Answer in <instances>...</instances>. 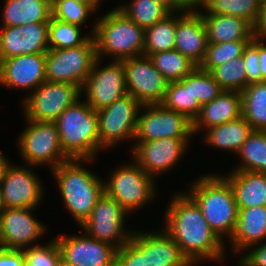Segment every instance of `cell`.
<instances>
[{
  "instance_id": "1",
  "label": "cell",
  "mask_w": 266,
  "mask_h": 266,
  "mask_svg": "<svg viewBox=\"0 0 266 266\" xmlns=\"http://www.w3.org/2000/svg\"><path fill=\"white\" fill-rule=\"evenodd\" d=\"M163 218V230L194 266L207 259L211 262L224 260L225 243L212 231L200 208L186 192L175 193Z\"/></svg>"
},
{
  "instance_id": "2",
  "label": "cell",
  "mask_w": 266,
  "mask_h": 266,
  "mask_svg": "<svg viewBox=\"0 0 266 266\" xmlns=\"http://www.w3.org/2000/svg\"><path fill=\"white\" fill-rule=\"evenodd\" d=\"M186 193L200 208L206 222L221 241L230 239L239 209L230 183L222 175H202Z\"/></svg>"
},
{
  "instance_id": "3",
  "label": "cell",
  "mask_w": 266,
  "mask_h": 266,
  "mask_svg": "<svg viewBox=\"0 0 266 266\" xmlns=\"http://www.w3.org/2000/svg\"><path fill=\"white\" fill-rule=\"evenodd\" d=\"M84 161L93 160L70 159L51 170L57 180L64 207L79 226L90 216L96 201L104 192V180L80 164L86 163Z\"/></svg>"
},
{
  "instance_id": "4",
  "label": "cell",
  "mask_w": 266,
  "mask_h": 266,
  "mask_svg": "<svg viewBox=\"0 0 266 266\" xmlns=\"http://www.w3.org/2000/svg\"><path fill=\"white\" fill-rule=\"evenodd\" d=\"M54 122L62 150L69 159L94 160L101 151L97 111L86 101L79 98Z\"/></svg>"
},
{
  "instance_id": "5",
  "label": "cell",
  "mask_w": 266,
  "mask_h": 266,
  "mask_svg": "<svg viewBox=\"0 0 266 266\" xmlns=\"http://www.w3.org/2000/svg\"><path fill=\"white\" fill-rule=\"evenodd\" d=\"M91 32L97 58L107 55L113 57L112 60L123 61L143 55L145 30L117 8L98 18Z\"/></svg>"
},
{
  "instance_id": "6",
  "label": "cell",
  "mask_w": 266,
  "mask_h": 266,
  "mask_svg": "<svg viewBox=\"0 0 266 266\" xmlns=\"http://www.w3.org/2000/svg\"><path fill=\"white\" fill-rule=\"evenodd\" d=\"M133 231L131 240L116 250L124 266H193L178 244L163 230Z\"/></svg>"
},
{
  "instance_id": "7",
  "label": "cell",
  "mask_w": 266,
  "mask_h": 266,
  "mask_svg": "<svg viewBox=\"0 0 266 266\" xmlns=\"http://www.w3.org/2000/svg\"><path fill=\"white\" fill-rule=\"evenodd\" d=\"M18 136V148L22 159L29 166L49 165L51 170L70 160L63 152L55 122L30 121Z\"/></svg>"
},
{
  "instance_id": "8",
  "label": "cell",
  "mask_w": 266,
  "mask_h": 266,
  "mask_svg": "<svg viewBox=\"0 0 266 266\" xmlns=\"http://www.w3.org/2000/svg\"><path fill=\"white\" fill-rule=\"evenodd\" d=\"M154 180L132 161L111 171L108 181L103 182V189L129 214L154 200L157 188Z\"/></svg>"
},
{
  "instance_id": "9",
  "label": "cell",
  "mask_w": 266,
  "mask_h": 266,
  "mask_svg": "<svg viewBox=\"0 0 266 266\" xmlns=\"http://www.w3.org/2000/svg\"><path fill=\"white\" fill-rule=\"evenodd\" d=\"M96 59L93 36L78 47L48 50L45 53L46 81L70 83L81 90Z\"/></svg>"
},
{
  "instance_id": "10",
  "label": "cell",
  "mask_w": 266,
  "mask_h": 266,
  "mask_svg": "<svg viewBox=\"0 0 266 266\" xmlns=\"http://www.w3.org/2000/svg\"><path fill=\"white\" fill-rule=\"evenodd\" d=\"M142 104L127 94L97 111L100 150L112 148L123 140H134Z\"/></svg>"
},
{
  "instance_id": "11",
  "label": "cell",
  "mask_w": 266,
  "mask_h": 266,
  "mask_svg": "<svg viewBox=\"0 0 266 266\" xmlns=\"http://www.w3.org/2000/svg\"><path fill=\"white\" fill-rule=\"evenodd\" d=\"M125 215L128 213L121 205L103 192L80 227L89 237L111 244L118 250L131 240L133 233L125 228Z\"/></svg>"
},
{
  "instance_id": "12",
  "label": "cell",
  "mask_w": 266,
  "mask_h": 266,
  "mask_svg": "<svg viewBox=\"0 0 266 266\" xmlns=\"http://www.w3.org/2000/svg\"><path fill=\"white\" fill-rule=\"evenodd\" d=\"M79 98H81V92L76 85L45 81L23 99L24 119L54 122Z\"/></svg>"
},
{
  "instance_id": "13",
  "label": "cell",
  "mask_w": 266,
  "mask_h": 266,
  "mask_svg": "<svg viewBox=\"0 0 266 266\" xmlns=\"http://www.w3.org/2000/svg\"><path fill=\"white\" fill-rule=\"evenodd\" d=\"M140 110L144 113L138 115L136 141L184 138L189 143L194 135L193 122L179 112L166 109L161 104L142 105Z\"/></svg>"
},
{
  "instance_id": "14",
  "label": "cell",
  "mask_w": 266,
  "mask_h": 266,
  "mask_svg": "<svg viewBox=\"0 0 266 266\" xmlns=\"http://www.w3.org/2000/svg\"><path fill=\"white\" fill-rule=\"evenodd\" d=\"M100 63L101 59L97 58L80 90L81 95L85 92V101L95 111L109 106L128 94L123 61L113 60L104 67H100Z\"/></svg>"
},
{
  "instance_id": "15",
  "label": "cell",
  "mask_w": 266,
  "mask_h": 266,
  "mask_svg": "<svg viewBox=\"0 0 266 266\" xmlns=\"http://www.w3.org/2000/svg\"><path fill=\"white\" fill-rule=\"evenodd\" d=\"M123 65L129 95L142 105L160 104L163 101L168 82L148 56L125 59Z\"/></svg>"
},
{
  "instance_id": "16",
  "label": "cell",
  "mask_w": 266,
  "mask_h": 266,
  "mask_svg": "<svg viewBox=\"0 0 266 266\" xmlns=\"http://www.w3.org/2000/svg\"><path fill=\"white\" fill-rule=\"evenodd\" d=\"M134 143L130 151L134 155L133 161L153 178L171 170L189 146L184 138H160Z\"/></svg>"
},
{
  "instance_id": "17",
  "label": "cell",
  "mask_w": 266,
  "mask_h": 266,
  "mask_svg": "<svg viewBox=\"0 0 266 266\" xmlns=\"http://www.w3.org/2000/svg\"><path fill=\"white\" fill-rule=\"evenodd\" d=\"M35 209L5 208L0 212L1 248L23 250L44 236L47 228L33 217Z\"/></svg>"
},
{
  "instance_id": "18",
  "label": "cell",
  "mask_w": 266,
  "mask_h": 266,
  "mask_svg": "<svg viewBox=\"0 0 266 266\" xmlns=\"http://www.w3.org/2000/svg\"><path fill=\"white\" fill-rule=\"evenodd\" d=\"M10 164L0 183L5 208H37L43 200L42 181L34 168Z\"/></svg>"
},
{
  "instance_id": "19",
  "label": "cell",
  "mask_w": 266,
  "mask_h": 266,
  "mask_svg": "<svg viewBox=\"0 0 266 266\" xmlns=\"http://www.w3.org/2000/svg\"><path fill=\"white\" fill-rule=\"evenodd\" d=\"M61 253L62 266H112L116 248L111 244L81 235L55 238Z\"/></svg>"
},
{
  "instance_id": "20",
  "label": "cell",
  "mask_w": 266,
  "mask_h": 266,
  "mask_svg": "<svg viewBox=\"0 0 266 266\" xmlns=\"http://www.w3.org/2000/svg\"><path fill=\"white\" fill-rule=\"evenodd\" d=\"M46 81L45 53L13 56L0 61V85L30 90Z\"/></svg>"
},
{
  "instance_id": "21",
  "label": "cell",
  "mask_w": 266,
  "mask_h": 266,
  "mask_svg": "<svg viewBox=\"0 0 266 266\" xmlns=\"http://www.w3.org/2000/svg\"><path fill=\"white\" fill-rule=\"evenodd\" d=\"M49 22L0 27V61L24 54L46 53Z\"/></svg>"
},
{
  "instance_id": "22",
  "label": "cell",
  "mask_w": 266,
  "mask_h": 266,
  "mask_svg": "<svg viewBox=\"0 0 266 266\" xmlns=\"http://www.w3.org/2000/svg\"><path fill=\"white\" fill-rule=\"evenodd\" d=\"M175 47L185 57L197 66L204 60L208 37L207 30L199 12L176 13Z\"/></svg>"
},
{
  "instance_id": "23",
  "label": "cell",
  "mask_w": 266,
  "mask_h": 266,
  "mask_svg": "<svg viewBox=\"0 0 266 266\" xmlns=\"http://www.w3.org/2000/svg\"><path fill=\"white\" fill-rule=\"evenodd\" d=\"M242 116L241 92L223 91L210 103L204 104L193 122V133L233 121Z\"/></svg>"
},
{
  "instance_id": "24",
  "label": "cell",
  "mask_w": 266,
  "mask_h": 266,
  "mask_svg": "<svg viewBox=\"0 0 266 266\" xmlns=\"http://www.w3.org/2000/svg\"><path fill=\"white\" fill-rule=\"evenodd\" d=\"M199 12L204 20L208 44L229 41L253 40L256 37L254 26L247 20L230 15L212 14L206 8Z\"/></svg>"
},
{
  "instance_id": "25",
  "label": "cell",
  "mask_w": 266,
  "mask_h": 266,
  "mask_svg": "<svg viewBox=\"0 0 266 266\" xmlns=\"http://www.w3.org/2000/svg\"><path fill=\"white\" fill-rule=\"evenodd\" d=\"M238 209L236 227L229 242L232 251L239 253L266 241V206Z\"/></svg>"
},
{
  "instance_id": "26",
  "label": "cell",
  "mask_w": 266,
  "mask_h": 266,
  "mask_svg": "<svg viewBox=\"0 0 266 266\" xmlns=\"http://www.w3.org/2000/svg\"><path fill=\"white\" fill-rule=\"evenodd\" d=\"M223 176L230 183L238 208L266 206V173L230 171Z\"/></svg>"
},
{
  "instance_id": "27",
  "label": "cell",
  "mask_w": 266,
  "mask_h": 266,
  "mask_svg": "<svg viewBox=\"0 0 266 266\" xmlns=\"http://www.w3.org/2000/svg\"><path fill=\"white\" fill-rule=\"evenodd\" d=\"M0 27L49 22L51 0H5Z\"/></svg>"
},
{
  "instance_id": "28",
  "label": "cell",
  "mask_w": 266,
  "mask_h": 266,
  "mask_svg": "<svg viewBox=\"0 0 266 266\" xmlns=\"http://www.w3.org/2000/svg\"><path fill=\"white\" fill-rule=\"evenodd\" d=\"M206 132L203 137L208 146L235 152L237 155L244 142L253 132V128L241 116L236 120L214 126Z\"/></svg>"
},
{
  "instance_id": "29",
  "label": "cell",
  "mask_w": 266,
  "mask_h": 266,
  "mask_svg": "<svg viewBox=\"0 0 266 266\" xmlns=\"http://www.w3.org/2000/svg\"><path fill=\"white\" fill-rule=\"evenodd\" d=\"M160 104L166 109L183 114L194 122L202 106L192 93V72L180 81L168 83Z\"/></svg>"
},
{
  "instance_id": "30",
  "label": "cell",
  "mask_w": 266,
  "mask_h": 266,
  "mask_svg": "<svg viewBox=\"0 0 266 266\" xmlns=\"http://www.w3.org/2000/svg\"><path fill=\"white\" fill-rule=\"evenodd\" d=\"M241 96L242 117L253 130L266 131V81L249 84Z\"/></svg>"
},
{
  "instance_id": "31",
  "label": "cell",
  "mask_w": 266,
  "mask_h": 266,
  "mask_svg": "<svg viewBox=\"0 0 266 266\" xmlns=\"http://www.w3.org/2000/svg\"><path fill=\"white\" fill-rule=\"evenodd\" d=\"M237 155L241 163L232 171L266 173V131L253 130Z\"/></svg>"
},
{
  "instance_id": "32",
  "label": "cell",
  "mask_w": 266,
  "mask_h": 266,
  "mask_svg": "<svg viewBox=\"0 0 266 266\" xmlns=\"http://www.w3.org/2000/svg\"><path fill=\"white\" fill-rule=\"evenodd\" d=\"M148 57L168 83L182 80L197 67L176 49L150 54Z\"/></svg>"
},
{
  "instance_id": "33",
  "label": "cell",
  "mask_w": 266,
  "mask_h": 266,
  "mask_svg": "<svg viewBox=\"0 0 266 266\" xmlns=\"http://www.w3.org/2000/svg\"><path fill=\"white\" fill-rule=\"evenodd\" d=\"M176 16L171 12L163 20L145 29L144 52L149 56L158 52L172 50L175 47Z\"/></svg>"
},
{
  "instance_id": "34",
  "label": "cell",
  "mask_w": 266,
  "mask_h": 266,
  "mask_svg": "<svg viewBox=\"0 0 266 266\" xmlns=\"http://www.w3.org/2000/svg\"><path fill=\"white\" fill-rule=\"evenodd\" d=\"M127 18L144 30L163 20L171 12L155 0H131L129 4L116 7Z\"/></svg>"
},
{
  "instance_id": "35",
  "label": "cell",
  "mask_w": 266,
  "mask_h": 266,
  "mask_svg": "<svg viewBox=\"0 0 266 266\" xmlns=\"http://www.w3.org/2000/svg\"><path fill=\"white\" fill-rule=\"evenodd\" d=\"M81 33L80 26L59 21L51 16L48 26V49L57 50L81 46L91 37V34Z\"/></svg>"
},
{
  "instance_id": "36",
  "label": "cell",
  "mask_w": 266,
  "mask_h": 266,
  "mask_svg": "<svg viewBox=\"0 0 266 266\" xmlns=\"http://www.w3.org/2000/svg\"><path fill=\"white\" fill-rule=\"evenodd\" d=\"M261 0H207L205 8L212 14L241 17L253 26L260 15Z\"/></svg>"
},
{
  "instance_id": "37",
  "label": "cell",
  "mask_w": 266,
  "mask_h": 266,
  "mask_svg": "<svg viewBox=\"0 0 266 266\" xmlns=\"http://www.w3.org/2000/svg\"><path fill=\"white\" fill-rule=\"evenodd\" d=\"M245 67L241 56L214 68L210 73L224 91L242 92L247 87Z\"/></svg>"
},
{
  "instance_id": "38",
  "label": "cell",
  "mask_w": 266,
  "mask_h": 266,
  "mask_svg": "<svg viewBox=\"0 0 266 266\" xmlns=\"http://www.w3.org/2000/svg\"><path fill=\"white\" fill-rule=\"evenodd\" d=\"M252 40L229 41L219 44H208L200 68L211 72L214 68L243 56L244 49Z\"/></svg>"
},
{
  "instance_id": "39",
  "label": "cell",
  "mask_w": 266,
  "mask_h": 266,
  "mask_svg": "<svg viewBox=\"0 0 266 266\" xmlns=\"http://www.w3.org/2000/svg\"><path fill=\"white\" fill-rule=\"evenodd\" d=\"M51 10L53 18L80 27L96 12L89 4L74 0H51Z\"/></svg>"
},
{
  "instance_id": "40",
  "label": "cell",
  "mask_w": 266,
  "mask_h": 266,
  "mask_svg": "<svg viewBox=\"0 0 266 266\" xmlns=\"http://www.w3.org/2000/svg\"><path fill=\"white\" fill-rule=\"evenodd\" d=\"M223 91L210 72L199 66L192 71V93L201 106L213 101Z\"/></svg>"
},
{
  "instance_id": "41",
  "label": "cell",
  "mask_w": 266,
  "mask_h": 266,
  "mask_svg": "<svg viewBox=\"0 0 266 266\" xmlns=\"http://www.w3.org/2000/svg\"><path fill=\"white\" fill-rule=\"evenodd\" d=\"M25 266H62L61 253L55 238L43 246L23 249Z\"/></svg>"
},
{
  "instance_id": "42",
  "label": "cell",
  "mask_w": 266,
  "mask_h": 266,
  "mask_svg": "<svg viewBox=\"0 0 266 266\" xmlns=\"http://www.w3.org/2000/svg\"><path fill=\"white\" fill-rule=\"evenodd\" d=\"M243 60L246 65L247 86L251 83L261 82L258 61V36H256L244 49Z\"/></svg>"
},
{
  "instance_id": "43",
  "label": "cell",
  "mask_w": 266,
  "mask_h": 266,
  "mask_svg": "<svg viewBox=\"0 0 266 266\" xmlns=\"http://www.w3.org/2000/svg\"><path fill=\"white\" fill-rule=\"evenodd\" d=\"M248 250L249 252H246L244 256L238 260L237 263L240 264V266H266V241L250 246L246 251Z\"/></svg>"
},
{
  "instance_id": "44",
  "label": "cell",
  "mask_w": 266,
  "mask_h": 266,
  "mask_svg": "<svg viewBox=\"0 0 266 266\" xmlns=\"http://www.w3.org/2000/svg\"><path fill=\"white\" fill-rule=\"evenodd\" d=\"M0 266H25L23 251L0 247Z\"/></svg>"
},
{
  "instance_id": "45",
  "label": "cell",
  "mask_w": 266,
  "mask_h": 266,
  "mask_svg": "<svg viewBox=\"0 0 266 266\" xmlns=\"http://www.w3.org/2000/svg\"><path fill=\"white\" fill-rule=\"evenodd\" d=\"M174 12H200L199 7L205 8L207 0H173ZM198 6V7H197Z\"/></svg>"
},
{
  "instance_id": "46",
  "label": "cell",
  "mask_w": 266,
  "mask_h": 266,
  "mask_svg": "<svg viewBox=\"0 0 266 266\" xmlns=\"http://www.w3.org/2000/svg\"><path fill=\"white\" fill-rule=\"evenodd\" d=\"M266 38L258 37V61L261 73V82L266 81Z\"/></svg>"
},
{
  "instance_id": "47",
  "label": "cell",
  "mask_w": 266,
  "mask_h": 266,
  "mask_svg": "<svg viewBox=\"0 0 266 266\" xmlns=\"http://www.w3.org/2000/svg\"><path fill=\"white\" fill-rule=\"evenodd\" d=\"M254 31L256 36L266 38V0H261L260 15Z\"/></svg>"
},
{
  "instance_id": "48",
  "label": "cell",
  "mask_w": 266,
  "mask_h": 266,
  "mask_svg": "<svg viewBox=\"0 0 266 266\" xmlns=\"http://www.w3.org/2000/svg\"><path fill=\"white\" fill-rule=\"evenodd\" d=\"M9 165L10 163L8 162V159L5 158V155L0 151V183Z\"/></svg>"
},
{
  "instance_id": "49",
  "label": "cell",
  "mask_w": 266,
  "mask_h": 266,
  "mask_svg": "<svg viewBox=\"0 0 266 266\" xmlns=\"http://www.w3.org/2000/svg\"><path fill=\"white\" fill-rule=\"evenodd\" d=\"M79 3L89 4L95 11L100 7L102 0H74Z\"/></svg>"
},
{
  "instance_id": "50",
  "label": "cell",
  "mask_w": 266,
  "mask_h": 266,
  "mask_svg": "<svg viewBox=\"0 0 266 266\" xmlns=\"http://www.w3.org/2000/svg\"><path fill=\"white\" fill-rule=\"evenodd\" d=\"M155 1L160 3V4H162L170 12H174V2H173V0H155Z\"/></svg>"
},
{
  "instance_id": "51",
  "label": "cell",
  "mask_w": 266,
  "mask_h": 266,
  "mask_svg": "<svg viewBox=\"0 0 266 266\" xmlns=\"http://www.w3.org/2000/svg\"><path fill=\"white\" fill-rule=\"evenodd\" d=\"M4 209V204H3V198H2V192L0 188V212Z\"/></svg>"
},
{
  "instance_id": "52",
  "label": "cell",
  "mask_w": 266,
  "mask_h": 266,
  "mask_svg": "<svg viewBox=\"0 0 266 266\" xmlns=\"http://www.w3.org/2000/svg\"><path fill=\"white\" fill-rule=\"evenodd\" d=\"M112 266H124V265L115 257Z\"/></svg>"
}]
</instances>
